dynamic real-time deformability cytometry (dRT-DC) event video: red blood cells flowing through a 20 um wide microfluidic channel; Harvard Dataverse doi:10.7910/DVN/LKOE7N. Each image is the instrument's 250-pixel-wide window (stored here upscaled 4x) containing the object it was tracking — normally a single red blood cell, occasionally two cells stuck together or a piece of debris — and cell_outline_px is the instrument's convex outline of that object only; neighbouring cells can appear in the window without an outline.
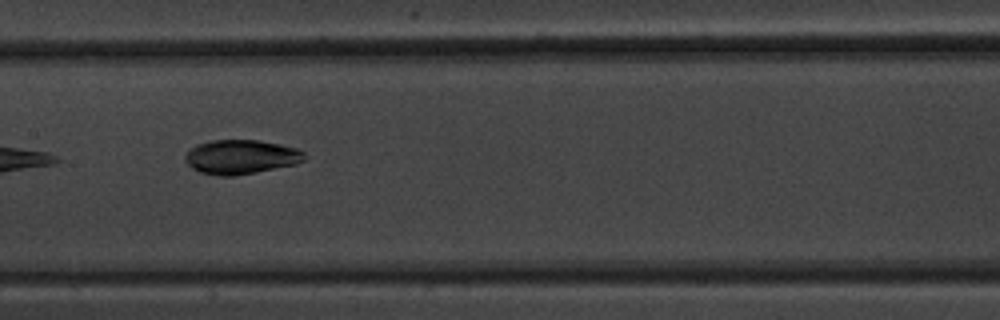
{"species": "common noctule bat (a hibernating species)", "species_latin": "Nyctalus noctula", "temperature_condition": "warm", "stored_images_in_passage": 6, "camera_frame_rate_fps": 3000, "um_per_image_px": 0.085, "animal": {"sex": "male", "body_mass_g": 20.1, "forearm_length_mm": 53.5}, "frame": {"image": 1, "passage_image": 6, "time_ms": 6.0, "image_size_px": [1000, 320], "cell_outline_px": [[304, 160], [296, 164], [236, 176], [220, 176], [200, 172], [192, 168], [184, 160], [184, 156], [188, 148], [196, 144], [208, 140], [256, 140], [280, 144], [296, 148], [304, 152]], "centroid_in_image_um": [20.42, 13.33], "position_along_channel_um": 187.0, "area_um2": 23.99}}